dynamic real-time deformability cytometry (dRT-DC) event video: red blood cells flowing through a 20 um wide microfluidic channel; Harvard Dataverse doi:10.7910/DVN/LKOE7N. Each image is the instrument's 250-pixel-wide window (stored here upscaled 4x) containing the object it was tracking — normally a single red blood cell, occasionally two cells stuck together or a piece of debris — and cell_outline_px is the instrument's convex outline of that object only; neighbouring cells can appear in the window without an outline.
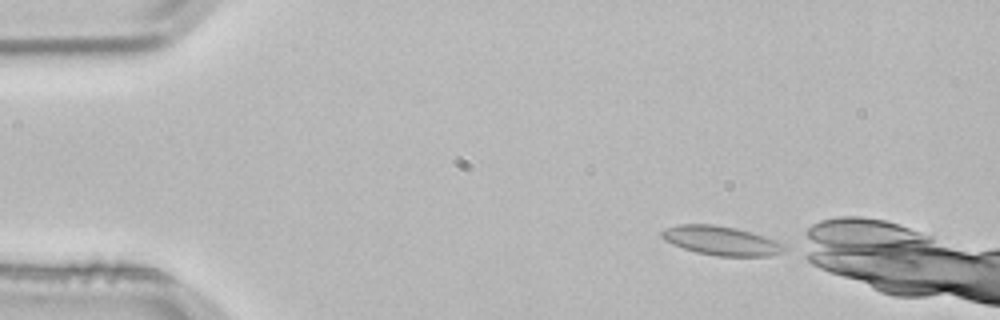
{"species": "common noctule bat (a hibernating species)", "species_latin": "Nyctalus noctula", "temperature_condition": "room temperature", "stored_images_in_passage": 3, "camera_frame_rate_fps": 3000, "um_per_image_px": 0.085, "animal": {"sex": "male", "body_mass_g": 21.5, "forearm_length_mm": 52.0}, "frame": {"image": 1, "passage_image": 1, "time_ms": 0.0, "image_size_px": [1000, 320], "cell_outline_px": [[788, 248], [784, 252], [768, 256], [716, 256], [696, 252], [672, 244], [664, 240], [660, 236], [660, 232], [664, 228], [676, 224], [712, 224], [736, 228], [784, 244]], "centroid_in_image_um": [61.24, 20.46], "position_along_channel_um": 23.8, "area_um2": 20.69}}